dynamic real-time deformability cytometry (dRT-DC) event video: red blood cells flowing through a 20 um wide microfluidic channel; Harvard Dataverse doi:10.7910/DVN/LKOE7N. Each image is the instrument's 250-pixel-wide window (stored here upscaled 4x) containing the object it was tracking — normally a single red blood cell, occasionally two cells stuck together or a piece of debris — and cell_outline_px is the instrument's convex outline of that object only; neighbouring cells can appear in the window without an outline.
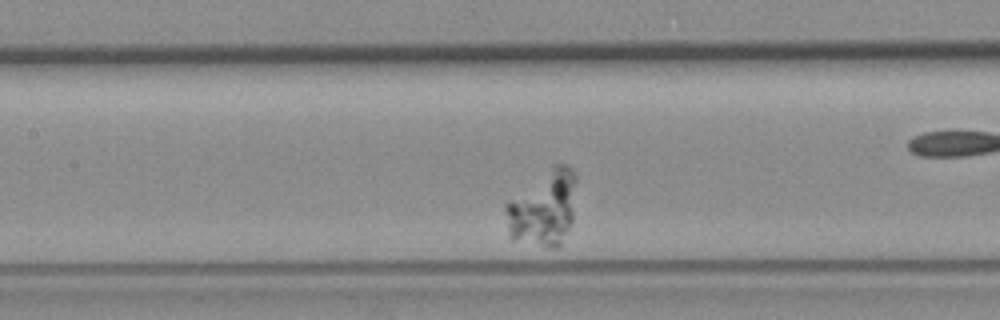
{"species": "common noctule bat (a hibernating species)", "species_latin": "Nyctalus noctula", "temperature_condition": "room temperature", "stored_images_in_passage": 43, "segment_of_instrument_passage": [2, 2], "camera_frame_rate_fps": 3000, "um_per_image_px": 0.085, "animal": {"sex": "female", "body_mass_g": 19.3, "forearm_length_mm": 54.1}, "frame": {"image": 1, "passage_image": 22, "time_ms": 7.0, "image_size_px": [1000, 320], "cell_outline_px": [[576, 180], [572, 220], [560, 244], [556, 248], [552, 248], [512, 240], [508, 236], [504, 208], [504, 204], [508, 200], [552, 164], [568, 164], [576, 172]], "centroid_in_image_um": [46.15, 17.67], "position_along_channel_um": 161.2, "area_um2": 31.62}}